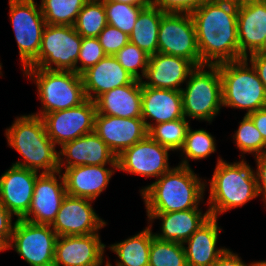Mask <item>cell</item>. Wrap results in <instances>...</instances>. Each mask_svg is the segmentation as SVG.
<instances>
[{
  "instance_id": "cell-1",
  "label": "cell",
  "mask_w": 266,
  "mask_h": 266,
  "mask_svg": "<svg viewBox=\"0 0 266 266\" xmlns=\"http://www.w3.org/2000/svg\"><path fill=\"white\" fill-rule=\"evenodd\" d=\"M239 0H209L191 13L201 65L239 60Z\"/></svg>"
},
{
  "instance_id": "cell-2",
  "label": "cell",
  "mask_w": 266,
  "mask_h": 266,
  "mask_svg": "<svg viewBox=\"0 0 266 266\" xmlns=\"http://www.w3.org/2000/svg\"><path fill=\"white\" fill-rule=\"evenodd\" d=\"M206 182L191 167H172L155 182L140 190L146 213H169L198 208L204 199Z\"/></svg>"
},
{
  "instance_id": "cell-3",
  "label": "cell",
  "mask_w": 266,
  "mask_h": 266,
  "mask_svg": "<svg viewBox=\"0 0 266 266\" xmlns=\"http://www.w3.org/2000/svg\"><path fill=\"white\" fill-rule=\"evenodd\" d=\"M8 145L16 150L24 161L12 165L40 173L59 171V152L46 132L42 117L33 114L16 117L5 130Z\"/></svg>"
},
{
  "instance_id": "cell-4",
  "label": "cell",
  "mask_w": 266,
  "mask_h": 266,
  "mask_svg": "<svg viewBox=\"0 0 266 266\" xmlns=\"http://www.w3.org/2000/svg\"><path fill=\"white\" fill-rule=\"evenodd\" d=\"M209 183V184H208ZM210 186L207 203L210 215L217 217L231 209L242 207L259 196L255 171L242 158L227 163L218 157Z\"/></svg>"
},
{
  "instance_id": "cell-5",
  "label": "cell",
  "mask_w": 266,
  "mask_h": 266,
  "mask_svg": "<svg viewBox=\"0 0 266 266\" xmlns=\"http://www.w3.org/2000/svg\"><path fill=\"white\" fill-rule=\"evenodd\" d=\"M23 74L36 83L41 109L35 116L81 105L87 100L82 76L74 71L25 68Z\"/></svg>"
},
{
  "instance_id": "cell-6",
  "label": "cell",
  "mask_w": 266,
  "mask_h": 266,
  "mask_svg": "<svg viewBox=\"0 0 266 266\" xmlns=\"http://www.w3.org/2000/svg\"><path fill=\"white\" fill-rule=\"evenodd\" d=\"M217 65L222 83L223 107L246 109V115L266 107V89L245 58Z\"/></svg>"
},
{
  "instance_id": "cell-7",
  "label": "cell",
  "mask_w": 266,
  "mask_h": 266,
  "mask_svg": "<svg viewBox=\"0 0 266 266\" xmlns=\"http://www.w3.org/2000/svg\"><path fill=\"white\" fill-rule=\"evenodd\" d=\"M205 68H208V70ZM184 117L215 119L222 108V83L218 65L196 66L189 74L186 88L181 90Z\"/></svg>"
},
{
  "instance_id": "cell-8",
  "label": "cell",
  "mask_w": 266,
  "mask_h": 266,
  "mask_svg": "<svg viewBox=\"0 0 266 266\" xmlns=\"http://www.w3.org/2000/svg\"><path fill=\"white\" fill-rule=\"evenodd\" d=\"M81 43L82 37L73 26L46 24L38 56L27 68L74 71L76 73Z\"/></svg>"
},
{
  "instance_id": "cell-9",
  "label": "cell",
  "mask_w": 266,
  "mask_h": 266,
  "mask_svg": "<svg viewBox=\"0 0 266 266\" xmlns=\"http://www.w3.org/2000/svg\"><path fill=\"white\" fill-rule=\"evenodd\" d=\"M8 3L9 18L18 45L23 71L38 56L46 22L40 5L38 6L34 0H9Z\"/></svg>"
},
{
  "instance_id": "cell-10",
  "label": "cell",
  "mask_w": 266,
  "mask_h": 266,
  "mask_svg": "<svg viewBox=\"0 0 266 266\" xmlns=\"http://www.w3.org/2000/svg\"><path fill=\"white\" fill-rule=\"evenodd\" d=\"M57 237L50 225L16 219L6 248H14L30 266H54Z\"/></svg>"
},
{
  "instance_id": "cell-11",
  "label": "cell",
  "mask_w": 266,
  "mask_h": 266,
  "mask_svg": "<svg viewBox=\"0 0 266 266\" xmlns=\"http://www.w3.org/2000/svg\"><path fill=\"white\" fill-rule=\"evenodd\" d=\"M158 52L180 56L201 66L196 31L191 14L165 13L158 32Z\"/></svg>"
},
{
  "instance_id": "cell-12",
  "label": "cell",
  "mask_w": 266,
  "mask_h": 266,
  "mask_svg": "<svg viewBox=\"0 0 266 266\" xmlns=\"http://www.w3.org/2000/svg\"><path fill=\"white\" fill-rule=\"evenodd\" d=\"M95 102L87 99L81 105L45 114L42 119L52 142L62 146L78 137L94 132Z\"/></svg>"
},
{
  "instance_id": "cell-13",
  "label": "cell",
  "mask_w": 266,
  "mask_h": 266,
  "mask_svg": "<svg viewBox=\"0 0 266 266\" xmlns=\"http://www.w3.org/2000/svg\"><path fill=\"white\" fill-rule=\"evenodd\" d=\"M169 151V148L147 135L117 156V169L128 174L158 179L172 169L168 162Z\"/></svg>"
},
{
  "instance_id": "cell-14",
  "label": "cell",
  "mask_w": 266,
  "mask_h": 266,
  "mask_svg": "<svg viewBox=\"0 0 266 266\" xmlns=\"http://www.w3.org/2000/svg\"><path fill=\"white\" fill-rule=\"evenodd\" d=\"M93 200L66 195L50 225L57 236H79L98 233L105 220L99 217L92 206Z\"/></svg>"
},
{
  "instance_id": "cell-15",
  "label": "cell",
  "mask_w": 266,
  "mask_h": 266,
  "mask_svg": "<svg viewBox=\"0 0 266 266\" xmlns=\"http://www.w3.org/2000/svg\"><path fill=\"white\" fill-rule=\"evenodd\" d=\"M66 195L61 171L39 173L35 182L30 209L22 219L34 224L51 225Z\"/></svg>"
},
{
  "instance_id": "cell-16",
  "label": "cell",
  "mask_w": 266,
  "mask_h": 266,
  "mask_svg": "<svg viewBox=\"0 0 266 266\" xmlns=\"http://www.w3.org/2000/svg\"><path fill=\"white\" fill-rule=\"evenodd\" d=\"M99 235L57 237L54 266H102L106 245Z\"/></svg>"
},
{
  "instance_id": "cell-17",
  "label": "cell",
  "mask_w": 266,
  "mask_h": 266,
  "mask_svg": "<svg viewBox=\"0 0 266 266\" xmlns=\"http://www.w3.org/2000/svg\"><path fill=\"white\" fill-rule=\"evenodd\" d=\"M38 172L12 165L0 177V204L17 219L29 211Z\"/></svg>"
},
{
  "instance_id": "cell-18",
  "label": "cell",
  "mask_w": 266,
  "mask_h": 266,
  "mask_svg": "<svg viewBox=\"0 0 266 266\" xmlns=\"http://www.w3.org/2000/svg\"><path fill=\"white\" fill-rule=\"evenodd\" d=\"M94 132L117 157L122 151L143 140L148 130L142 118H120L96 114Z\"/></svg>"
},
{
  "instance_id": "cell-19",
  "label": "cell",
  "mask_w": 266,
  "mask_h": 266,
  "mask_svg": "<svg viewBox=\"0 0 266 266\" xmlns=\"http://www.w3.org/2000/svg\"><path fill=\"white\" fill-rule=\"evenodd\" d=\"M58 152L61 172L63 167L71 168L79 165L117 166V157L95 132L64 143Z\"/></svg>"
},
{
  "instance_id": "cell-20",
  "label": "cell",
  "mask_w": 266,
  "mask_h": 266,
  "mask_svg": "<svg viewBox=\"0 0 266 266\" xmlns=\"http://www.w3.org/2000/svg\"><path fill=\"white\" fill-rule=\"evenodd\" d=\"M237 27L241 60L262 47L266 36V1L239 0Z\"/></svg>"
},
{
  "instance_id": "cell-21",
  "label": "cell",
  "mask_w": 266,
  "mask_h": 266,
  "mask_svg": "<svg viewBox=\"0 0 266 266\" xmlns=\"http://www.w3.org/2000/svg\"><path fill=\"white\" fill-rule=\"evenodd\" d=\"M195 67L186 58L158 52L150 55L143 77L147 81L141 80V83L146 87L181 91V86L186 83L190 72Z\"/></svg>"
},
{
  "instance_id": "cell-22",
  "label": "cell",
  "mask_w": 266,
  "mask_h": 266,
  "mask_svg": "<svg viewBox=\"0 0 266 266\" xmlns=\"http://www.w3.org/2000/svg\"><path fill=\"white\" fill-rule=\"evenodd\" d=\"M79 165L61 172L68 195L95 200L108 187L117 166Z\"/></svg>"
},
{
  "instance_id": "cell-23",
  "label": "cell",
  "mask_w": 266,
  "mask_h": 266,
  "mask_svg": "<svg viewBox=\"0 0 266 266\" xmlns=\"http://www.w3.org/2000/svg\"><path fill=\"white\" fill-rule=\"evenodd\" d=\"M183 117L181 91L142 86L141 118L147 130L155 124Z\"/></svg>"
},
{
  "instance_id": "cell-24",
  "label": "cell",
  "mask_w": 266,
  "mask_h": 266,
  "mask_svg": "<svg viewBox=\"0 0 266 266\" xmlns=\"http://www.w3.org/2000/svg\"><path fill=\"white\" fill-rule=\"evenodd\" d=\"M81 76L86 97L92 101L109 90L131 84L135 80L115 56L109 55L89 67Z\"/></svg>"
},
{
  "instance_id": "cell-25",
  "label": "cell",
  "mask_w": 266,
  "mask_h": 266,
  "mask_svg": "<svg viewBox=\"0 0 266 266\" xmlns=\"http://www.w3.org/2000/svg\"><path fill=\"white\" fill-rule=\"evenodd\" d=\"M202 213L198 207L169 213H147V218L150 224L155 219L161 221L162 233H154L156 238L184 243L211 217L209 210Z\"/></svg>"
},
{
  "instance_id": "cell-26",
  "label": "cell",
  "mask_w": 266,
  "mask_h": 266,
  "mask_svg": "<svg viewBox=\"0 0 266 266\" xmlns=\"http://www.w3.org/2000/svg\"><path fill=\"white\" fill-rule=\"evenodd\" d=\"M98 114L120 118H141L142 83L135 79L131 84L119 86L98 96L95 100Z\"/></svg>"
},
{
  "instance_id": "cell-27",
  "label": "cell",
  "mask_w": 266,
  "mask_h": 266,
  "mask_svg": "<svg viewBox=\"0 0 266 266\" xmlns=\"http://www.w3.org/2000/svg\"><path fill=\"white\" fill-rule=\"evenodd\" d=\"M217 221V217L211 216L183 243L188 266H212L227 250L225 247H217L219 232L222 229Z\"/></svg>"
},
{
  "instance_id": "cell-28",
  "label": "cell",
  "mask_w": 266,
  "mask_h": 266,
  "mask_svg": "<svg viewBox=\"0 0 266 266\" xmlns=\"http://www.w3.org/2000/svg\"><path fill=\"white\" fill-rule=\"evenodd\" d=\"M151 227L152 224L140 233L108 246L120 259L115 261V266H149V252L154 236ZM106 262L113 266L109 260Z\"/></svg>"
},
{
  "instance_id": "cell-29",
  "label": "cell",
  "mask_w": 266,
  "mask_h": 266,
  "mask_svg": "<svg viewBox=\"0 0 266 266\" xmlns=\"http://www.w3.org/2000/svg\"><path fill=\"white\" fill-rule=\"evenodd\" d=\"M165 13L153 5L145 6L139 13L129 42L148 55L158 53V32L161 18Z\"/></svg>"
},
{
  "instance_id": "cell-30",
  "label": "cell",
  "mask_w": 266,
  "mask_h": 266,
  "mask_svg": "<svg viewBox=\"0 0 266 266\" xmlns=\"http://www.w3.org/2000/svg\"><path fill=\"white\" fill-rule=\"evenodd\" d=\"M107 25L106 12L102 0H88L73 25L82 37H98Z\"/></svg>"
},
{
  "instance_id": "cell-31",
  "label": "cell",
  "mask_w": 266,
  "mask_h": 266,
  "mask_svg": "<svg viewBox=\"0 0 266 266\" xmlns=\"http://www.w3.org/2000/svg\"><path fill=\"white\" fill-rule=\"evenodd\" d=\"M88 0H41L40 8L46 24L73 26Z\"/></svg>"
},
{
  "instance_id": "cell-32",
  "label": "cell",
  "mask_w": 266,
  "mask_h": 266,
  "mask_svg": "<svg viewBox=\"0 0 266 266\" xmlns=\"http://www.w3.org/2000/svg\"><path fill=\"white\" fill-rule=\"evenodd\" d=\"M189 121L190 119L187 120L183 117L173 121L155 124L148 130V135L171 151H180L190 127Z\"/></svg>"
},
{
  "instance_id": "cell-33",
  "label": "cell",
  "mask_w": 266,
  "mask_h": 266,
  "mask_svg": "<svg viewBox=\"0 0 266 266\" xmlns=\"http://www.w3.org/2000/svg\"><path fill=\"white\" fill-rule=\"evenodd\" d=\"M183 155L182 161L179 165L191 167L189 160H200L210 156L216 152L215 137H213L207 130L198 129L192 130L189 127L184 145L180 150Z\"/></svg>"
},
{
  "instance_id": "cell-34",
  "label": "cell",
  "mask_w": 266,
  "mask_h": 266,
  "mask_svg": "<svg viewBox=\"0 0 266 266\" xmlns=\"http://www.w3.org/2000/svg\"><path fill=\"white\" fill-rule=\"evenodd\" d=\"M149 266H188L183 243L152 237Z\"/></svg>"
},
{
  "instance_id": "cell-35",
  "label": "cell",
  "mask_w": 266,
  "mask_h": 266,
  "mask_svg": "<svg viewBox=\"0 0 266 266\" xmlns=\"http://www.w3.org/2000/svg\"><path fill=\"white\" fill-rule=\"evenodd\" d=\"M233 139L242 155L253 154L256 156L266 152V142L264 141L261 133L255 127L252 119L248 115H244L242 121L239 124L238 129L233 135Z\"/></svg>"
},
{
  "instance_id": "cell-36",
  "label": "cell",
  "mask_w": 266,
  "mask_h": 266,
  "mask_svg": "<svg viewBox=\"0 0 266 266\" xmlns=\"http://www.w3.org/2000/svg\"><path fill=\"white\" fill-rule=\"evenodd\" d=\"M107 24L130 35L136 19L145 5H130L115 1H103Z\"/></svg>"
},
{
  "instance_id": "cell-37",
  "label": "cell",
  "mask_w": 266,
  "mask_h": 266,
  "mask_svg": "<svg viewBox=\"0 0 266 266\" xmlns=\"http://www.w3.org/2000/svg\"><path fill=\"white\" fill-rule=\"evenodd\" d=\"M120 65L135 79L142 80L148 63L149 57L145 51L138 48L136 45L128 42L115 55ZM141 67V73L139 68Z\"/></svg>"
},
{
  "instance_id": "cell-38",
  "label": "cell",
  "mask_w": 266,
  "mask_h": 266,
  "mask_svg": "<svg viewBox=\"0 0 266 266\" xmlns=\"http://www.w3.org/2000/svg\"><path fill=\"white\" fill-rule=\"evenodd\" d=\"M105 56L106 54L98 37L82 38L81 49L76 65V73L81 75L89 67L96 65ZM78 62L79 64L81 63V66H78Z\"/></svg>"
},
{
  "instance_id": "cell-39",
  "label": "cell",
  "mask_w": 266,
  "mask_h": 266,
  "mask_svg": "<svg viewBox=\"0 0 266 266\" xmlns=\"http://www.w3.org/2000/svg\"><path fill=\"white\" fill-rule=\"evenodd\" d=\"M98 39L105 54L114 56L129 42V35L107 24L99 34Z\"/></svg>"
},
{
  "instance_id": "cell-40",
  "label": "cell",
  "mask_w": 266,
  "mask_h": 266,
  "mask_svg": "<svg viewBox=\"0 0 266 266\" xmlns=\"http://www.w3.org/2000/svg\"><path fill=\"white\" fill-rule=\"evenodd\" d=\"M209 0H153L152 5L164 13H188L201 7Z\"/></svg>"
},
{
  "instance_id": "cell-41",
  "label": "cell",
  "mask_w": 266,
  "mask_h": 266,
  "mask_svg": "<svg viewBox=\"0 0 266 266\" xmlns=\"http://www.w3.org/2000/svg\"><path fill=\"white\" fill-rule=\"evenodd\" d=\"M256 161V182L259 196L266 204V152L255 157Z\"/></svg>"
},
{
  "instance_id": "cell-42",
  "label": "cell",
  "mask_w": 266,
  "mask_h": 266,
  "mask_svg": "<svg viewBox=\"0 0 266 266\" xmlns=\"http://www.w3.org/2000/svg\"><path fill=\"white\" fill-rule=\"evenodd\" d=\"M12 214L0 204V240L7 246L10 242L15 222Z\"/></svg>"
},
{
  "instance_id": "cell-43",
  "label": "cell",
  "mask_w": 266,
  "mask_h": 266,
  "mask_svg": "<svg viewBox=\"0 0 266 266\" xmlns=\"http://www.w3.org/2000/svg\"><path fill=\"white\" fill-rule=\"evenodd\" d=\"M245 59L253 66L266 89V54L253 53Z\"/></svg>"
},
{
  "instance_id": "cell-44",
  "label": "cell",
  "mask_w": 266,
  "mask_h": 266,
  "mask_svg": "<svg viewBox=\"0 0 266 266\" xmlns=\"http://www.w3.org/2000/svg\"><path fill=\"white\" fill-rule=\"evenodd\" d=\"M238 254L233 253L230 249H227L212 266H249Z\"/></svg>"
},
{
  "instance_id": "cell-45",
  "label": "cell",
  "mask_w": 266,
  "mask_h": 266,
  "mask_svg": "<svg viewBox=\"0 0 266 266\" xmlns=\"http://www.w3.org/2000/svg\"><path fill=\"white\" fill-rule=\"evenodd\" d=\"M266 142V107L248 114Z\"/></svg>"
},
{
  "instance_id": "cell-46",
  "label": "cell",
  "mask_w": 266,
  "mask_h": 266,
  "mask_svg": "<svg viewBox=\"0 0 266 266\" xmlns=\"http://www.w3.org/2000/svg\"><path fill=\"white\" fill-rule=\"evenodd\" d=\"M102 1H115L119 3H127L130 5H145V6H150L153 3V0H102Z\"/></svg>"
},
{
  "instance_id": "cell-47",
  "label": "cell",
  "mask_w": 266,
  "mask_h": 266,
  "mask_svg": "<svg viewBox=\"0 0 266 266\" xmlns=\"http://www.w3.org/2000/svg\"><path fill=\"white\" fill-rule=\"evenodd\" d=\"M256 53L266 54V36L264 37L262 47Z\"/></svg>"
},
{
  "instance_id": "cell-48",
  "label": "cell",
  "mask_w": 266,
  "mask_h": 266,
  "mask_svg": "<svg viewBox=\"0 0 266 266\" xmlns=\"http://www.w3.org/2000/svg\"><path fill=\"white\" fill-rule=\"evenodd\" d=\"M249 266H266V261H253L249 264Z\"/></svg>"
},
{
  "instance_id": "cell-49",
  "label": "cell",
  "mask_w": 266,
  "mask_h": 266,
  "mask_svg": "<svg viewBox=\"0 0 266 266\" xmlns=\"http://www.w3.org/2000/svg\"><path fill=\"white\" fill-rule=\"evenodd\" d=\"M7 246L0 240V252L7 250Z\"/></svg>"
},
{
  "instance_id": "cell-50",
  "label": "cell",
  "mask_w": 266,
  "mask_h": 266,
  "mask_svg": "<svg viewBox=\"0 0 266 266\" xmlns=\"http://www.w3.org/2000/svg\"><path fill=\"white\" fill-rule=\"evenodd\" d=\"M2 64L0 63V75H2Z\"/></svg>"
}]
</instances>
